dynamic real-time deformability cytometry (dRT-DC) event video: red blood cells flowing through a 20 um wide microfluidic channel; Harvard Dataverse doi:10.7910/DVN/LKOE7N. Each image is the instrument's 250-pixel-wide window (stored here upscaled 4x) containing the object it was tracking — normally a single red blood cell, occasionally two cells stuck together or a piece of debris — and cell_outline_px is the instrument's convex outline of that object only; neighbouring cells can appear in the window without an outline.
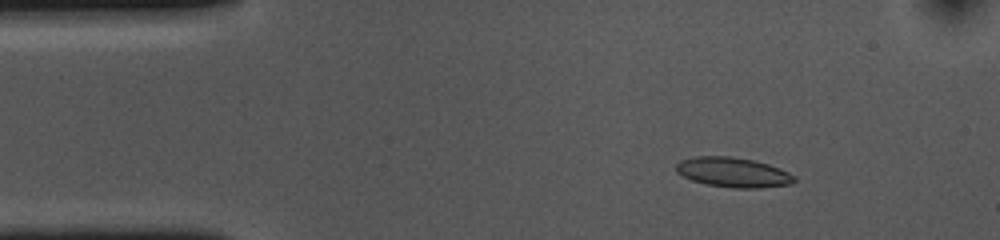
{"species": "common noctule bat (a hibernating species)", "species_latin": "Nyctalus noctula", "temperature_condition": "cold", "stored_images_in_passage": 48, "camera_frame_rate_fps": 3000, "um_per_image_px": 0.085, "animal": {"sex": "female", "body_mass_g": 10.0, "forearm_length_mm": 53.1}, "frame": {"image": 1, "passage_image": 2, "time_ms": 0.333, "image_size_px": [1000, 240], "cell_outline_px": [[796, 180], [792, 184], [760, 188], [732, 188], [708, 184], [692, 180], [676, 172], [676, 164], [680, 160], [696, 156], [732, 156], [752, 160], [768, 164], [780, 168], [796, 176]], "centroid_in_image_um": [62.34, 14.65], "position_along_channel_um": 22.7, "area_um2": 20.58}}
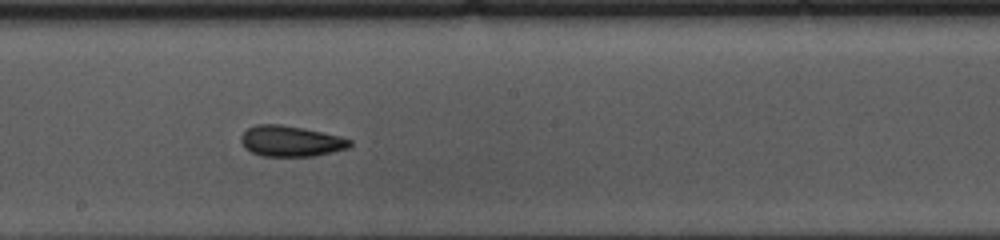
{"frame": {"image": 2, "passage_image": 23, "time_ms": 7.333, "image_size_px": [1000, 240], "cell_outline_px": [[352, 144], [348, 148], [332, 152], [312, 156], [260, 156], [244, 148], [240, 140], [240, 136], [248, 128], [256, 124], [280, 124], [304, 128], [340, 136], [352, 140]], "centroid_in_image_um": [24.7, 11.99], "position_along_channel_um": 223.5, "area_um2": 19.59}}
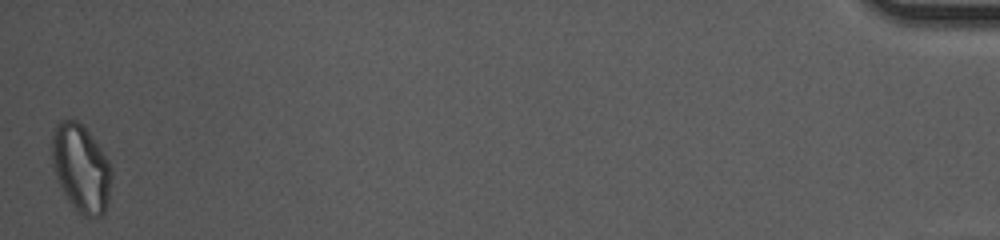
{"frame": {"image": 3, "passage_image": 48, "time_ms": 15.667, "image_size_px": [1000, 240], "cell_outline_px": [[112, 176], [108, 200], [104, 216], [84, 216], [68, 200], [56, 176], [52, 164], [52, 132], [56, 124], [60, 120], [76, 120], [92, 136], [108, 160], [112, 168]], "centroid_in_image_um": [6.9, 14.29], "position_along_channel_um": 428.3, "area_um2": 30.17}, "authors_computed_cell_mechanics": {"area_um2": 20.23, "velocity_mm_per_s": 3.6597, "shape_relaxation_time_tau1_ms": 5.0005, "shape_relaxation_time_tau2_ms": 3.0053, "deformation_change_tau1": 0.1339, "deformation_change_tau2": 0.0967}}